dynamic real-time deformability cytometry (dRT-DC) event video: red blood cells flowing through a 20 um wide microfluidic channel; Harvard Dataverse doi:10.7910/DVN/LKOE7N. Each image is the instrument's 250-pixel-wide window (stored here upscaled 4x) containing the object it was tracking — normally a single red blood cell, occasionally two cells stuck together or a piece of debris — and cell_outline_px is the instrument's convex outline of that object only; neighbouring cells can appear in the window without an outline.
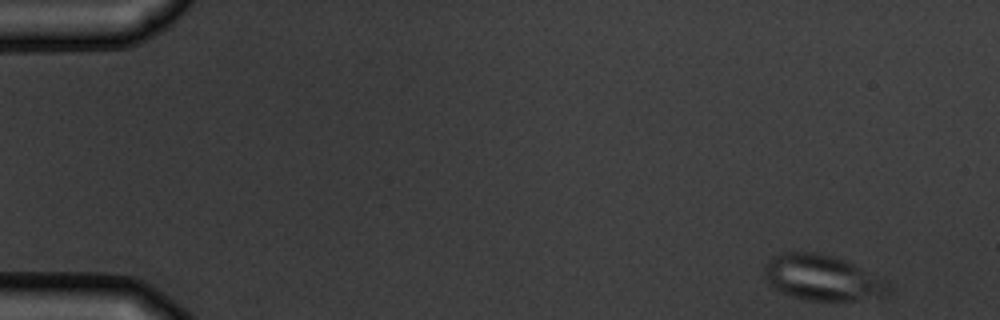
{"species": "common noctule bat (a hibernating species)", "species_latin": "Nyctalus noctula", "temperature_condition": "warm", "stored_images_in_passage": 5, "camera_frame_rate_fps": 3000, "um_per_image_px": 0.085, "animal": {"sex": "male", "body_mass_g": 19.5, "forearm_length_mm": 54.6}, "frame": {"image": 1, "passage_image": 1, "time_ms": 0.0, "image_size_px": [1000, 320], "cell_outline_px": [[892, 288], [884, 296], [852, 300], [808, 300], [792, 296], [776, 288], [764, 276], [764, 264], [772, 256], [784, 252], [812, 252], [832, 256], [848, 260], [884, 280]], "centroid_in_image_um": [69.9, 23.59], "position_along_channel_um": 15.1, "area_um2": 32.6}}